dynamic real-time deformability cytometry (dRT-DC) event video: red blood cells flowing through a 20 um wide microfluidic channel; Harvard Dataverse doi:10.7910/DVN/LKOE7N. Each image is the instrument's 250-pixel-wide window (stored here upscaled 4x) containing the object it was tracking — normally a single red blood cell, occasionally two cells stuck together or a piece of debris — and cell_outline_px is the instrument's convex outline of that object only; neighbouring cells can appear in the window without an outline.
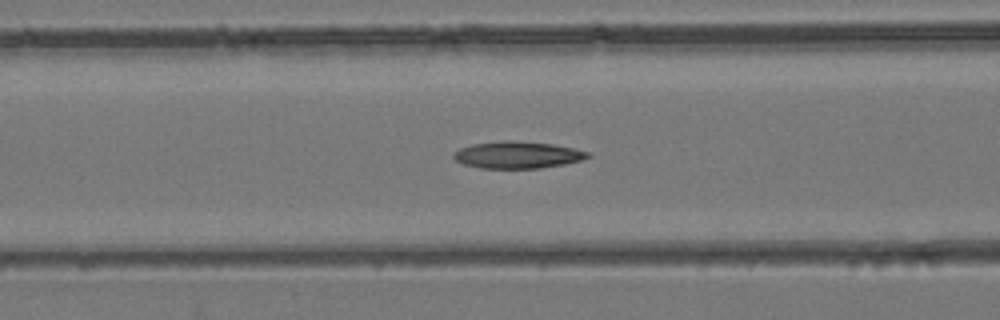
{"species": "common noctule bat (a hibernating species)", "species_latin": "Nyctalus noctula", "temperature_condition": "room temperature", "stored_images_in_passage": 29, "camera_frame_rate_fps": 3000, "um_per_image_px": 0.085, "animal": {"sex": "female", "body_mass_g": 24.6, "forearm_length_mm": 56.2}, "frame": {"image": 1, "passage_image": 10, "time_ms": 3.0, "image_size_px": [1000, 320], "cell_outline_px": [[592, 156], [580, 160], [564, 164], [540, 168], [480, 168], [464, 164], [456, 160], [452, 156], [452, 152], [460, 148], [472, 144], [500, 140], [512, 140], [552, 144], [592, 152]], "centroid_in_image_um": [43.98, 13.16], "position_along_channel_um": 122.6, "area_um2": 21.15}}
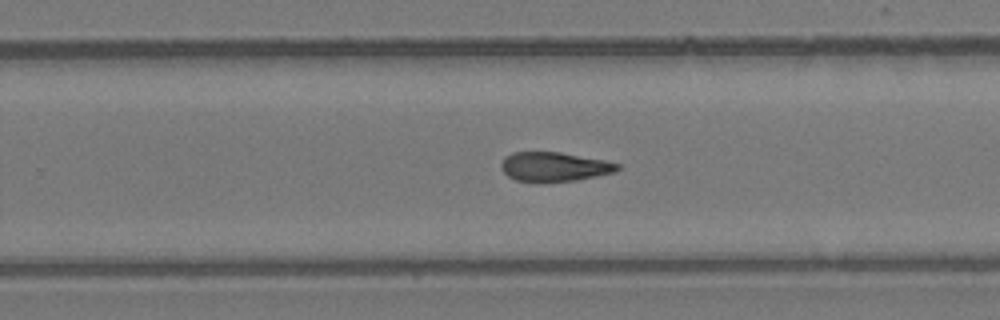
{"frame": {"image": 2, "passage_image": 20, "time_ms": 6.333, "image_size_px": [1000, 320], "cell_outline_px": [[620, 168], [616, 172], [576, 180], [536, 184], [516, 180], [508, 176], [500, 168], [500, 164], [512, 152], [560, 152], [604, 160], [620, 164]], "centroid_in_image_um": [47.1, 14.2], "position_along_channel_um": 282.7, "area_um2": 20.17}}
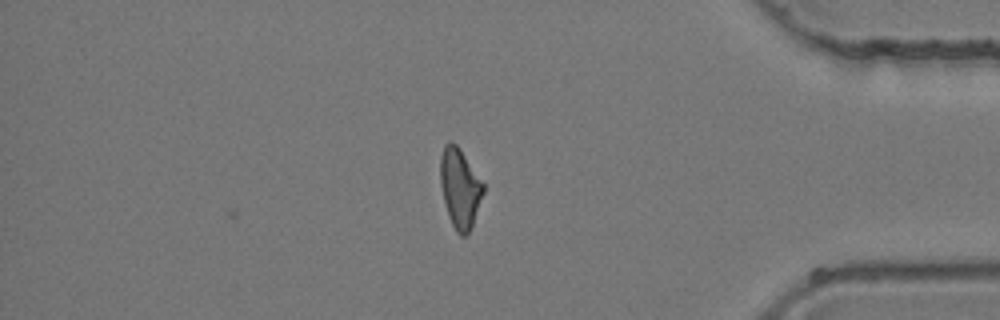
{"frame": {"image": 3, "passage_image": 29, "time_ms": 9.333, "image_size_px": [1000, 320], "cell_outline_px": [[484, 192], [472, 228], [464, 236], [460, 236], [456, 232], [448, 216], [440, 184], [440, 156], [444, 144], [452, 140], [460, 148], [484, 184]], "centroid_in_image_um": [39.09, 15.98], "position_along_channel_um": 396.1, "area_um2": 20.06}}